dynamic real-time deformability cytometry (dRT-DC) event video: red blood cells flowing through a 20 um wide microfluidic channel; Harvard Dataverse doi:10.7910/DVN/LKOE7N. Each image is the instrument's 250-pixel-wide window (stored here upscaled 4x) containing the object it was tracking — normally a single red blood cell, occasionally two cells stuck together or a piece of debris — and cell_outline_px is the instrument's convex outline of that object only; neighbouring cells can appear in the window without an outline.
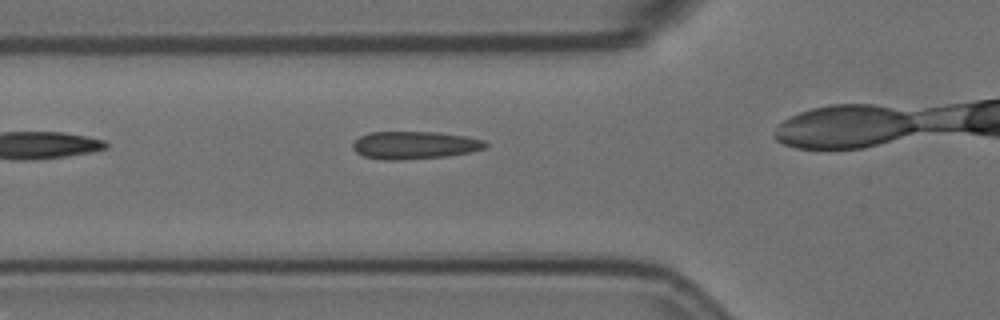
{"species": "Egyptian fruit bat (a non-hibernating species)", "species_latin": "Rousettus aegyptiacus", "temperature_condition": "room temperature", "stored_images_in_passage": 3, "segment_of_instrument_passage": [1, 2], "camera_frame_rate_fps": 3000, "um_per_image_px": 0.085, "animal": {"sex": "female"}, "frame": {"image": 1, "passage_image": 2, "time_ms": 0.333, "image_size_px": [1000, 320], "cell_outline_px": [[488, 144], [484, 148], [468, 152], [448, 156], [400, 160], [384, 160], [364, 156], [356, 152], [352, 148], [352, 144], [360, 136], [368, 132], [436, 132], [468, 136], [484, 140]], "centroid_in_image_um": [35.23, 12.33], "position_along_channel_um": 90.6, "area_um2": 21.44}}